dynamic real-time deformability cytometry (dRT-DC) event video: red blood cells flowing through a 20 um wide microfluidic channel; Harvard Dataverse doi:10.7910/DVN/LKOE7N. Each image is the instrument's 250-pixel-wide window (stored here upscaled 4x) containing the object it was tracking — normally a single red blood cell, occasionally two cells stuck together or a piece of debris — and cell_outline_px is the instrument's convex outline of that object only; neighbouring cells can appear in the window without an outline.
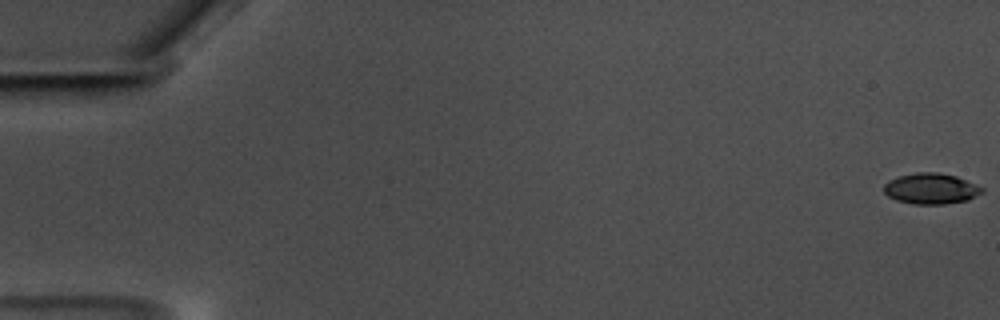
{"species": "common noctule bat (a hibernating species)", "species_latin": "Nyctalus noctula", "temperature_condition": "warm", "stored_images_in_passage": 60, "camera_frame_rate_fps": 3000, "um_per_image_px": 0.085, "animal": {"sex": "male", "body_mass_g": 17.5, "forearm_length_mm": 52.3}, "frame": {"image": 1, "passage_image": 1, "time_ms": 0.0, "image_size_px": [1000, 320], "cell_outline_px": [[984, 192], [968, 200], [944, 204], [912, 204], [896, 200], [888, 196], [884, 192], [884, 184], [888, 180], [900, 176], [916, 172], [936, 172], [956, 176], [984, 188]], "centroid_in_image_um": [79.13, 16.04], "position_along_channel_um": 5.9, "area_um2": 17.63}}
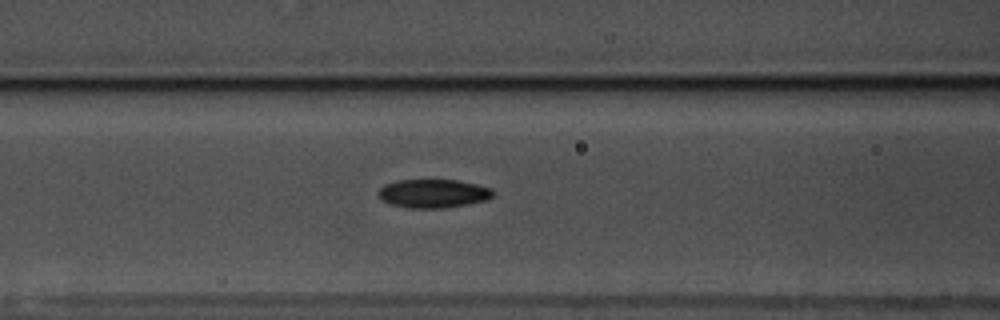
{"frame": {"image": 2, "passage_image": 26, "time_ms": 8.333, "image_size_px": [1000, 320], "cell_outline_px": [[492, 196], [488, 200], [468, 204], [444, 208], [408, 208], [388, 204], [380, 200], [376, 192], [384, 184], [396, 180], [456, 180], [476, 184], [492, 188]], "centroid_in_image_um": [36.77, 16.45], "position_along_channel_um": 129.8, "area_um2": 19.36}}
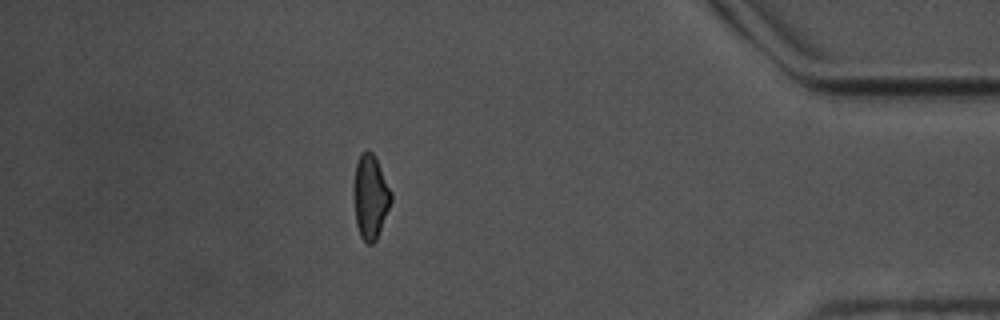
{"frame": {"image": 3, "passage_image": 53, "time_ms": 17.333, "image_size_px": [1000, 320], "cell_outline_px": [[392, 200], [376, 240], [372, 244], [368, 244], [360, 236], [356, 224], [356, 164], [360, 156], [368, 148], [376, 156], [392, 192]], "centroid_in_image_um": [31.54, 16.72], "position_along_channel_um": 403.7, "area_um2": 17.69}, "authors_computed_cell_mechanics": {"area_um2": 18.496, "velocity_mm_per_s": 3.5074, "shape_relaxation_time_tau1_ms": 6.2624, "shape_relaxation_time_tau2_ms": 4.1355, "deformation_change_tau1": 0.1511, "deformation_change_tau2": 0.0947}}